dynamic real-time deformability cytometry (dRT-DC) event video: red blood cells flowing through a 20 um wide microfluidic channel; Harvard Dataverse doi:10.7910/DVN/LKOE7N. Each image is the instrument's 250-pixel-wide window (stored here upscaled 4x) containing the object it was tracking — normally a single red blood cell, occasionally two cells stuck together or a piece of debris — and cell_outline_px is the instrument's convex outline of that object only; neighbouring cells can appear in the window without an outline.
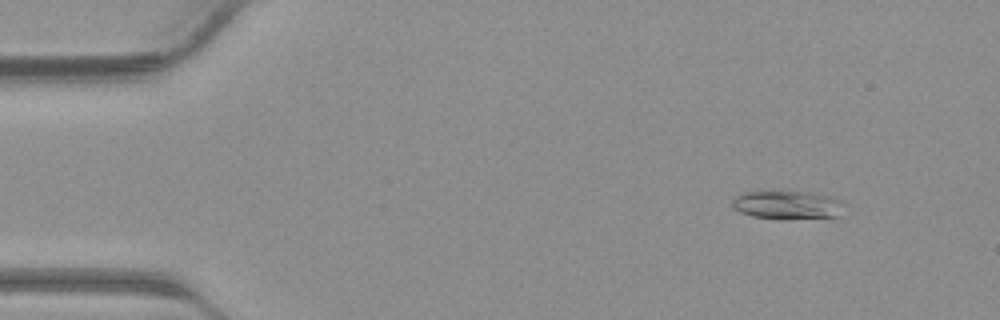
{"species": "common noctule bat (a hibernating species)", "species_latin": "Nyctalus noctula", "temperature_condition": "warm", "stored_images_in_passage": 39, "camera_frame_rate_fps": 3000, "um_per_image_px": 0.085, "animal": {"sex": "male", "body_mass_g": 23.1, "forearm_length_mm": 52.7}, "frame": {"image": 1, "passage_image": 4, "time_ms": 1.0, "image_size_px": [1000, 320], "cell_outline_px": [[848, 204], [840, 216], [784, 220], [780, 220], [752, 216], [740, 212], [732, 208], [732, 196], [740, 192], [784, 188], [788, 188], [832, 196], [844, 200]], "centroid_in_image_um": [66.95, 17.37], "position_along_channel_um": 18.1, "area_um2": 20.4}}
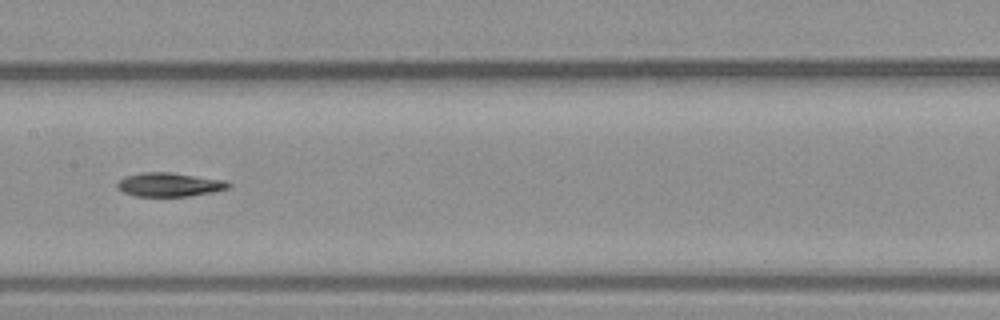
{"frame": {"image": 2, "passage_image": 20, "time_ms": 6.333, "image_size_px": [1000, 320], "cell_outline_px": [[232, 184], [228, 188], [212, 192], [188, 196], [136, 196], [124, 192], [116, 184], [124, 176], [140, 172], [168, 172], [224, 180]], "centroid_in_image_um": [14.39, 15.68], "position_along_channel_um": 193.0, "area_um2": 15.26}}
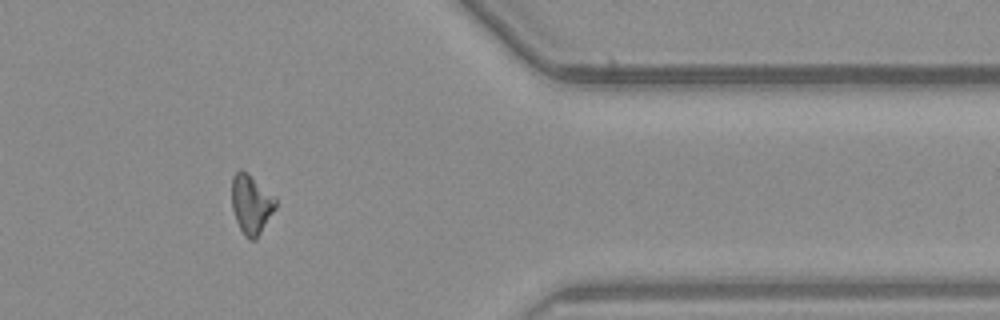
{"frame": {"image": 3, "passage_image": 33, "time_ms": 10.667, "image_size_px": [1000, 320], "cell_outline_px": [[276, 208], [256, 240], [248, 240], [244, 236], [236, 220], [232, 208], [232, 176], [240, 168], [248, 172], [276, 196]], "centroid_in_image_um": [21.36, 17.34], "position_along_channel_um": 390.0, "area_um2": 15.49}}